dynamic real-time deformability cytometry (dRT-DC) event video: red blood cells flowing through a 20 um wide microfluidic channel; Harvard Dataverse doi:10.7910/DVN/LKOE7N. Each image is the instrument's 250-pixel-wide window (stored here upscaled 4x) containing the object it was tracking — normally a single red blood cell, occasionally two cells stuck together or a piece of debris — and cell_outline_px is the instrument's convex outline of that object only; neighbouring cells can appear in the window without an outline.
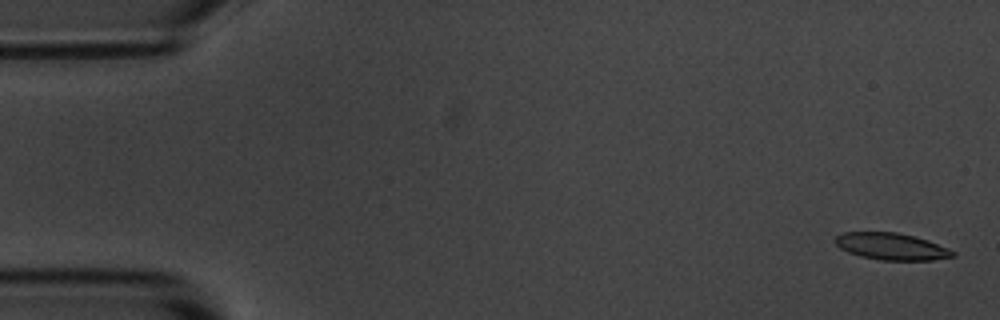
{"species": "common noctule bat (a hibernating species)", "species_latin": "Nyctalus noctula", "temperature_condition": "room temperature", "stored_images_in_passage": 5, "camera_frame_rate_fps": 3000, "um_per_image_px": 0.085, "animal": {"sex": "male", "body_mass_g": 20.1, "forearm_length_mm": 53.5}, "frame": {"image": 1, "passage_image": 1, "time_ms": 0.0, "image_size_px": [1000, 320], "cell_outline_px": [[956, 256], [932, 260], [880, 260], [860, 256], [848, 252], [840, 248], [832, 240], [836, 236], [844, 232], [896, 232], [916, 236], [928, 240], [948, 248], [956, 252]], "centroid_in_image_um": [75.77, 20.94], "position_along_channel_um": 9.2, "area_um2": 18.55}}
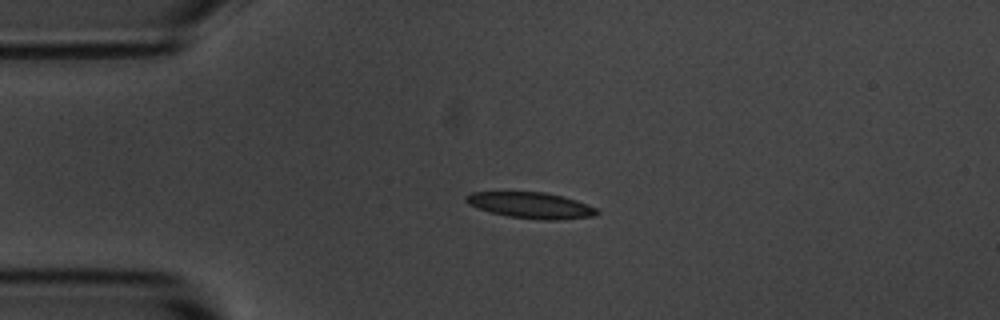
{"frame": {"image": 2, "passage_image": 4, "time_ms": 3.667, "image_size_px": [1000, 320], "cell_outline_px": [[600, 212], [592, 216], [556, 220], [544, 220], [508, 216], [492, 212], [468, 204], [464, 200], [464, 196], [472, 192], [544, 192], [564, 196], [588, 204], [596, 208]], "centroid_in_image_um": [45.14, 17.44], "position_along_channel_um": 39.9, "area_um2": 19.71}}